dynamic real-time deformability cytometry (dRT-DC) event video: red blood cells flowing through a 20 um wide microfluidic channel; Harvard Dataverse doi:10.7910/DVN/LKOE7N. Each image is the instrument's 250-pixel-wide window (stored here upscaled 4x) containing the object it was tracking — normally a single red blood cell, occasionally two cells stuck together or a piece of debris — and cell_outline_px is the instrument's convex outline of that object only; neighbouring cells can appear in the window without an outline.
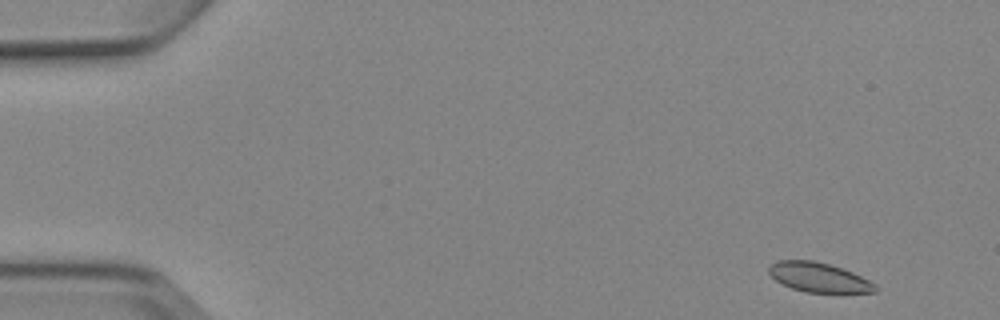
{"species": "Egyptian fruit bat (a non-hibernating species)", "species_latin": "Rousettus aegyptiacus", "temperature_condition": "cold", "stored_images_in_passage": 6, "camera_frame_rate_fps": 3000, "um_per_image_px": 0.085, "animal": {"sex": "female"}, "frame": {"image": 1, "passage_image": 1, "time_ms": 0.0, "image_size_px": [1000, 320], "cell_outline_px": [[876, 292], [804, 292], [792, 288], [776, 280], [768, 272], [768, 268], [776, 260], [812, 260], [828, 264], [852, 272], [876, 284]], "centroid_in_image_um": [69.57, 23.57], "position_along_channel_um": 15.4, "area_um2": 17.98}}
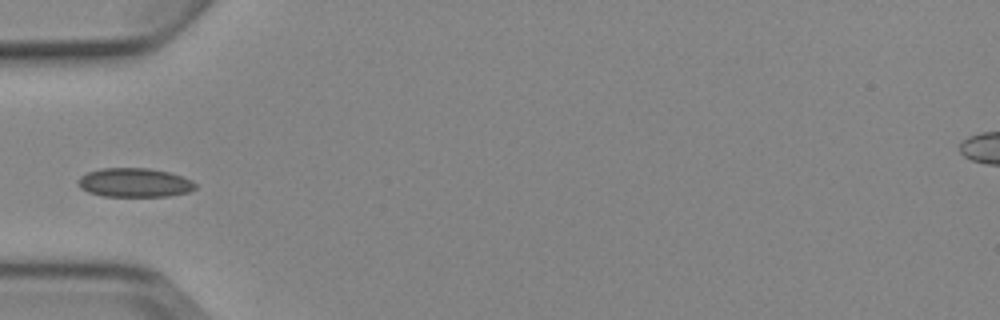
{"frame": {"image": 2, "passage_image": 5, "time_ms": 4.667, "image_size_px": [1000, 320], "cell_outline_px": [[196, 188], [188, 192], [168, 196], [104, 196], [88, 192], [80, 188], [76, 184], [76, 180], [80, 176], [88, 172], [100, 168], [148, 168], [168, 172], [192, 180], [196, 184]], "centroid_in_image_um": [11.39, 15.52], "position_along_channel_um": 73.6, "area_um2": 19.88}}
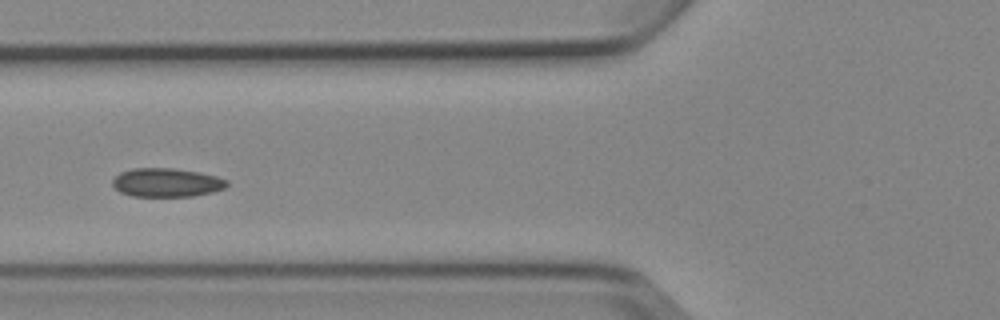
{"frame": {"image": 3, "passage_image": 6, "time_ms": 5.667, "image_size_px": [1000, 320], "cell_outline_px": [[228, 184], [224, 188], [212, 192], [192, 196], [132, 196], [120, 192], [112, 184], [112, 180], [120, 172], [132, 168], [172, 168], [196, 172], [216, 176], [228, 180]], "centroid_in_image_um": [14.14, 15.51], "position_along_channel_um": 111.7, "area_um2": 19.02}}